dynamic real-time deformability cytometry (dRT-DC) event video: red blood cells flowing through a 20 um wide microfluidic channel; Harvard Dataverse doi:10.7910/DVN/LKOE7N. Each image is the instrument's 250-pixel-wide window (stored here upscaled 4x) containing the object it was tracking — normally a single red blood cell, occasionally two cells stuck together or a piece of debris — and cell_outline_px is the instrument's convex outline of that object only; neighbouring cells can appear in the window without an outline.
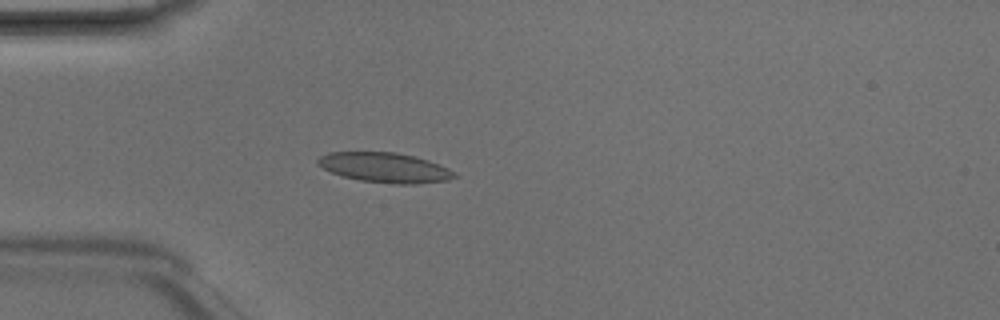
{"species": "Egyptian fruit bat (a non-hibernating species)", "species_latin": "Rousettus aegyptiacus", "temperature_condition": "room temperature", "stored_images_in_passage": 3, "camera_frame_rate_fps": 3000, "um_per_image_px": 0.085, "animal": {"sex": "male"}, "frame": {"image": 1, "passage_image": 3, "time_ms": 0.667, "image_size_px": [1000, 320], "cell_outline_px": [[456, 176], [448, 180], [416, 184], [396, 184], [360, 180], [344, 176], [332, 172], [316, 164], [316, 160], [320, 156], [328, 152], [396, 152], [416, 156], [440, 164], [456, 172]], "centroid_in_image_um": [32.73, 14.23], "position_along_channel_um": 52.3, "area_um2": 23.81}}